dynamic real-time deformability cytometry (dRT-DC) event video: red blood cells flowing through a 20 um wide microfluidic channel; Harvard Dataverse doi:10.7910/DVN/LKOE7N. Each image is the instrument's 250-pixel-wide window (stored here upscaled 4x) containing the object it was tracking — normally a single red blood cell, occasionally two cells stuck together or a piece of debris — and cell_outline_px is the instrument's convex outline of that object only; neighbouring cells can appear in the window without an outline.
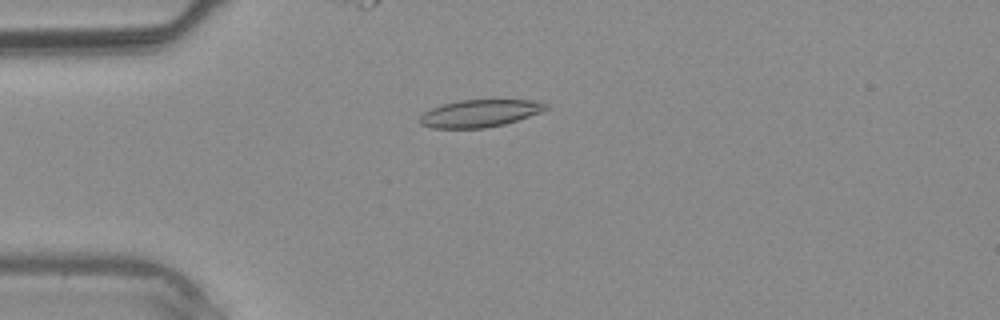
{"species": "common noctule bat (a hibernating species)", "species_latin": "Nyctalus noctula", "temperature_condition": "warm", "stored_images_in_passage": 30, "camera_frame_rate_fps": 3000, "um_per_image_px": 0.085, "animal": {"sex": "male", "body_mass_g": 20.4}, "frame": {"image": 1, "passage_image": 5, "time_ms": 1.333, "image_size_px": [1000, 320], "cell_outline_px": [[548, 108], [540, 112], [504, 124], [484, 128], [432, 128], [420, 124], [420, 116], [424, 112], [432, 108], [444, 104], [460, 100], [532, 100], [548, 104]], "centroid_in_image_um": [40.76, 9.63], "position_along_channel_um": 44.2, "area_um2": 19.83}}
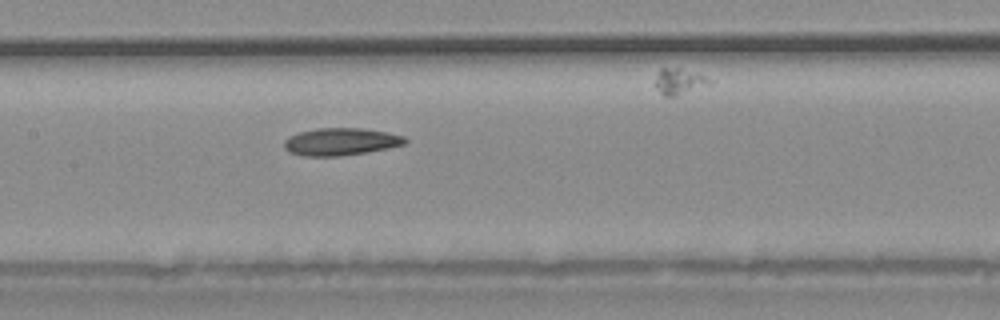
{"frame": {"image": 2, "passage_image": 14, "time_ms": 4.333, "image_size_px": [1000, 320], "cell_outline_px": [[408, 140], [404, 144], [388, 148], [340, 156], [304, 156], [288, 152], [284, 148], [284, 140], [288, 136], [300, 132], [316, 128], [360, 128], [388, 132], [404, 136]], "centroid_in_image_um": [28.93, 12.04], "position_along_channel_um": 178.5, "area_um2": 19.31}}
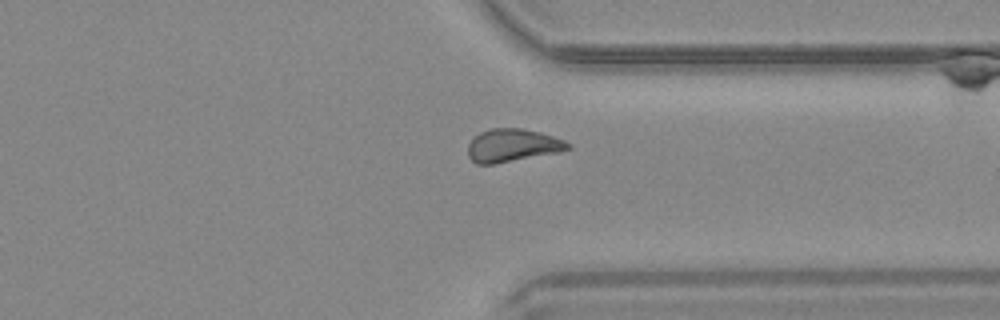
{"frame": {"image": 3, "passage_image": 25, "time_ms": 8.0, "image_size_px": [1000, 320], "cell_outline_px": [[572, 148], [556, 152], [492, 164], [476, 164], [468, 156], [468, 144], [480, 132], [492, 128], [520, 128], [540, 132], [564, 140], [572, 144]], "centroid_in_image_um": [43.55, 12.35], "position_along_channel_um": 367.8, "area_um2": 18.9}}